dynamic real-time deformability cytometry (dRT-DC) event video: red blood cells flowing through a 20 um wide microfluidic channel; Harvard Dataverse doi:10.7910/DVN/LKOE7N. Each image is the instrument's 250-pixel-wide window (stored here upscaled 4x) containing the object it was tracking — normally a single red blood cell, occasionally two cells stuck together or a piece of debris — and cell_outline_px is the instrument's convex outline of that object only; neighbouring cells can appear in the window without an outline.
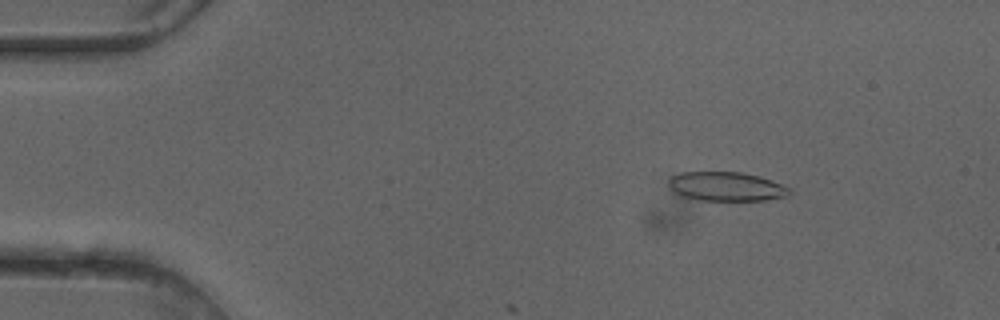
{"species": "common noctule bat (a hibernating species)", "species_latin": "Nyctalus noctula", "temperature_condition": "cold", "stored_images_in_passage": 9, "camera_frame_rate_fps": 3000, "um_per_image_px": 0.085, "animal": {"sex": "female"}, "frame": {"image": 1, "passage_image": 7, "time_ms": 2.0, "image_size_px": [1000, 320], "cell_outline_px": [[792, 192], [788, 196], [764, 200], [700, 200], [684, 196], [676, 192], [668, 184], [668, 180], [672, 176], [680, 172], [740, 172], [760, 176], [772, 180], [792, 188]], "centroid_in_image_um": [61.79, 15.84], "position_along_channel_um": 23.2, "area_um2": 20.46}}